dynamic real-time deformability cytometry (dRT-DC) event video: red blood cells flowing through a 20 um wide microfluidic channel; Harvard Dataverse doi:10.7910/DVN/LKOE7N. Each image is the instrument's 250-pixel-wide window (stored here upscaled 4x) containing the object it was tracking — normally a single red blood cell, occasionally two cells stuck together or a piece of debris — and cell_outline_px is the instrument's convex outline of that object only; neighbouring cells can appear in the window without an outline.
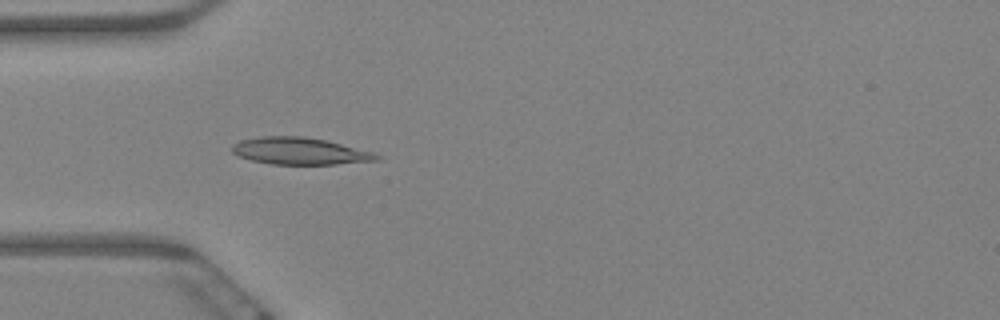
{"species": "Egyptian fruit bat (a non-hibernating species)", "species_latin": "Rousettus aegyptiacus", "temperature_condition": "warm", "stored_images_in_passage": 61, "camera_frame_rate_fps": 3000, "um_per_image_px": 0.085, "animal": {"sex": "female"}, "frame": {"image": 1, "passage_image": 19, "time_ms": 6.0, "image_size_px": [1000, 320], "cell_outline_px": [[380, 156], [376, 160], [336, 164], [268, 164], [252, 160], [240, 156], [232, 152], [232, 144], [240, 140], [260, 136], [304, 136], [324, 140], [372, 152]], "centroid_in_image_um": [25.41, 12.84], "position_along_channel_um": 59.6, "area_um2": 22.43}}
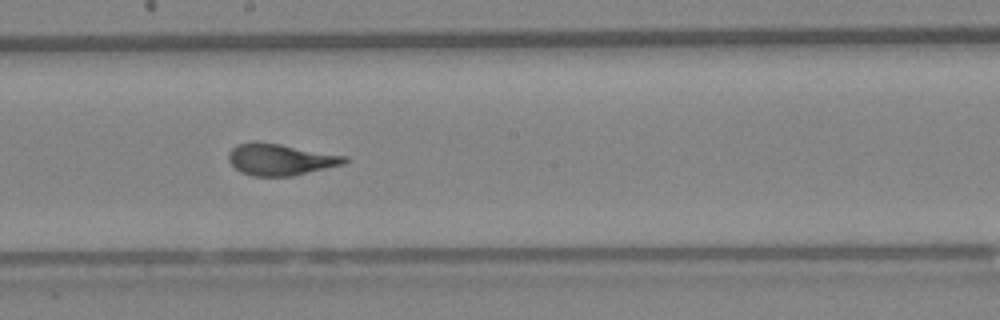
{"frame": {"image": 2, "passage_image": 34, "time_ms": 11.0, "image_size_px": [1000, 320], "cell_outline_px": [[348, 160], [344, 164], [292, 176], [252, 176], [240, 172], [228, 160], [228, 152], [236, 144], [256, 140], [280, 144], [348, 156]], "centroid_in_image_um": [23.8, 13.54], "position_along_channel_um": 224.4, "area_um2": 21.5}}
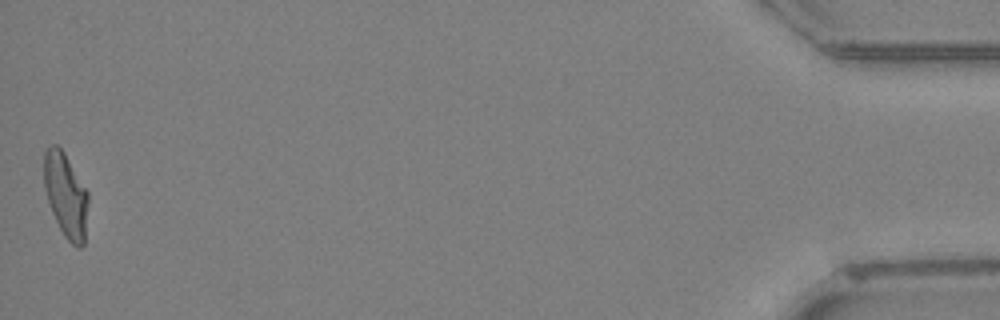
{"frame": {"image": 3, "passage_image": 61, "time_ms": 20.0, "image_size_px": [1000, 320], "cell_outline_px": [[88, 204], [84, 244], [80, 248], [76, 248], [64, 236], [52, 212], [44, 188], [44, 152], [52, 144], [56, 144], [64, 152], [88, 192]], "centroid_in_image_um": [5.6, 16.6], "position_along_channel_um": 429.6, "area_um2": 21.62}, "authors_computed_cell_mechanics": {"area_um2": 21.6172, "velocity_mm_per_s": 3.3547, "shape_relaxation_time_tau1_ms": 5.7159, "shape_relaxation_time_tau2_ms": 0.9413, "deformation_change_tau1": 0.1787, "deformation_change_tau2": 0.0463}}